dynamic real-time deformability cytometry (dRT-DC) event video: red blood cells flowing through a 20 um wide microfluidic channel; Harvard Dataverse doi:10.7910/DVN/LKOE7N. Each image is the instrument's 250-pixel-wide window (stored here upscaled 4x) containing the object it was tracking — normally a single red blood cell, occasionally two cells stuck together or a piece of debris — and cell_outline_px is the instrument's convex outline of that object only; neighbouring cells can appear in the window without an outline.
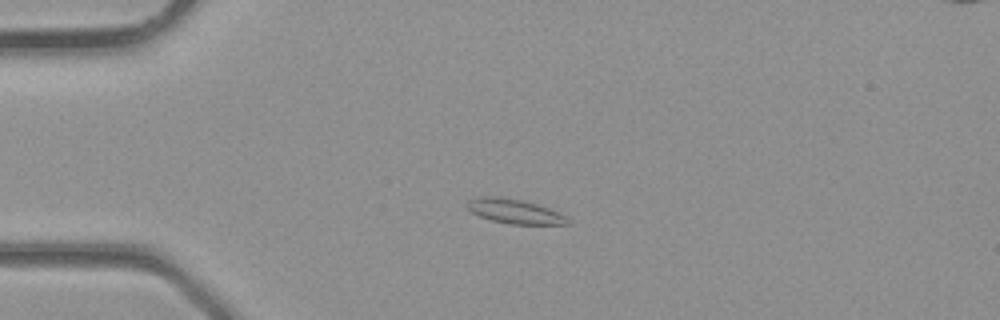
{"species": "common noctule bat (a hibernating species)", "species_latin": "Nyctalus noctula", "temperature_condition": "room temperature", "stored_images_in_passage": 4, "camera_frame_rate_fps": 3000, "um_per_image_px": 0.085, "animal": {"sex": "male", "body_mass_g": 23.1, "forearm_length_mm": 52.7}, "frame": {"image": 1, "passage_image": 3, "time_ms": 0.667, "image_size_px": [1000, 320], "cell_outline_px": [[568, 224], [508, 224], [492, 220], [480, 216], [472, 212], [464, 204], [468, 200], [484, 196], [500, 196], [524, 200], [548, 208], [564, 216], [568, 220]], "centroid_in_image_um": [43.68, 17.95], "position_along_channel_um": 41.3, "area_um2": 14.16}}